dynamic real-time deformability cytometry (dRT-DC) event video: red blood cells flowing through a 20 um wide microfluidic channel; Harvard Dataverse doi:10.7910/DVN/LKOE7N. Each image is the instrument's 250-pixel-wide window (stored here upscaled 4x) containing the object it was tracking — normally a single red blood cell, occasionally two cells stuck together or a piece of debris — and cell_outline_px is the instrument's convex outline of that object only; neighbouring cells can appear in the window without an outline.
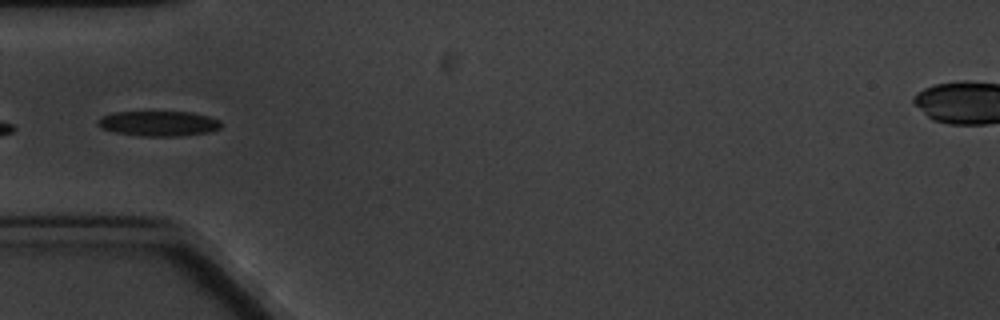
{"species": "common noctule bat (a hibernating species)", "species_latin": "Nyctalus noctula", "temperature_condition": "cold", "stored_images_in_passage": 7, "camera_frame_rate_fps": 3000, "um_per_image_px": 0.085, "animal": {"sex": "male", "body_mass_g": 20.1, "forearm_length_mm": 53.5}, "frame": {"image": 1, "passage_image": 5, "time_ms": 4.667, "image_size_px": [1000, 320], "cell_outline_px": [[220, 128], [208, 132], [180, 136], [140, 136], [116, 132], [100, 128], [96, 124], [96, 120], [100, 116], [112, 112], [192, 112], [208, 116], [220, 120]], "centroid_in_image_um": [13.42, 10.49], "position_along_channel_um": 71.6, "area_um2": 18.15}}